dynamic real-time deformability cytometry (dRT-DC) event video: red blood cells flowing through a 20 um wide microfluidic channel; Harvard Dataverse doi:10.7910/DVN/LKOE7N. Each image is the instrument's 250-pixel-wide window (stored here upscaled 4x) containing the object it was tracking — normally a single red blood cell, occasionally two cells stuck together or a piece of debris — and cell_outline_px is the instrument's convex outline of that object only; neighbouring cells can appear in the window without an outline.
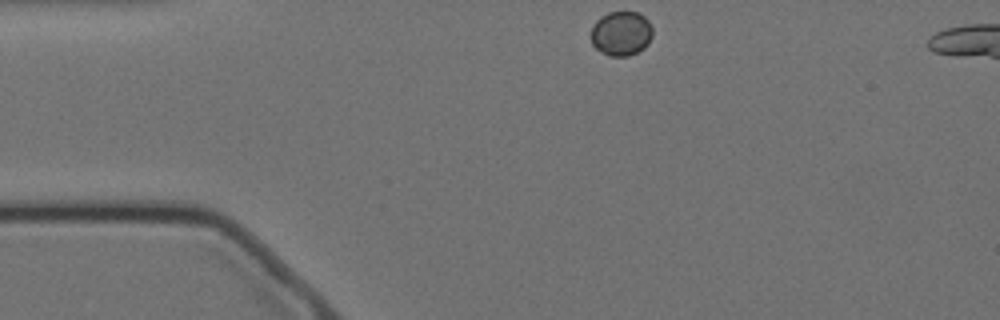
{"species": "Egyptian fruit bat (a non-hibernating species)", "species_latin": "Rousettus aegyptiacus", "temperature_condition": "cold", "stored_images_in_passage": 40, "camera_frame_rate_fps": 3000, "um_per_image_px": 0.085, "animal": {"sex": "female"}, "frame": {"image": 1, "passage_image": 1, "time_ms": 0.0, "image_size_px": [1000, 320], "cell_outline_px": [[652, 36], [648, 44], [644, 48], [628, 56], [608, 56], [596, 48], [592, 44], [592, 24], [600, 16], [608, 12], [640, 12], [648, 20], [652, 28]], "centroid_in_image_um": [52.8, 2.83], "position_along_channel_um": 32.2, "area_um2": 16.07}}
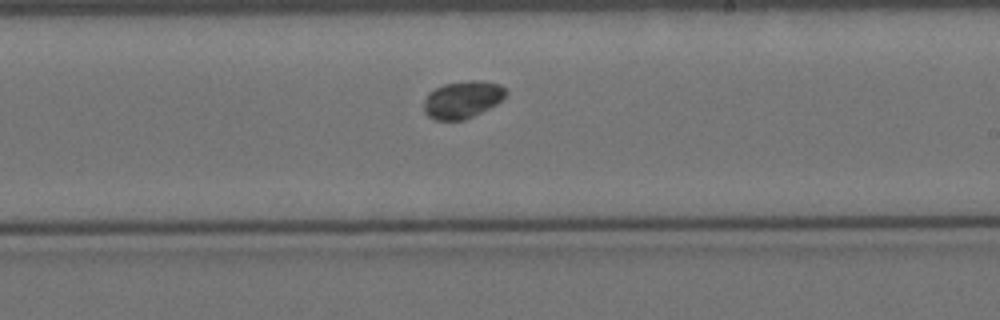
{"frame": {"image": 2, "passage_image": 23, "time_ms": 7.333, "image_size_px": [1000, 320], "cell_outline_px": [[508, 92], [496, 104], [464, 120], [436, 120], [428, 116], [424, 112], [424, 100], [428, 92], [444, 84], [464, 80], [476, 80], [500, 84]], "centroid_in_image_um": [39.28, 8.45], "position_along_channel_um": 249.7, "area_um2": 17.74}}
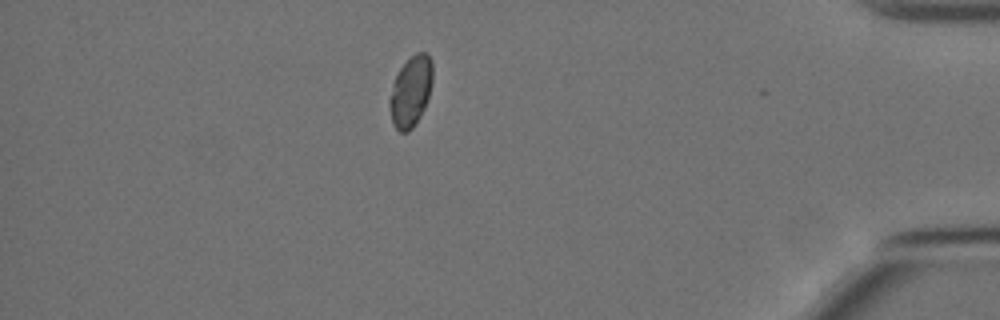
{"frame": {"image": 3, "passage_image": 40, "time_ms": 13.0, "image_size_px": [1000, 320], "cell_outline_px": [[432, 84], [428, 100], [416, 124], [408, 132], [400, 132], [396, 128], [392, 120], [388, 104], [388, 100], [396, 76], [400, 68], [416, 52], [428, 52], [432, 60]], "centroid_in_image_um": [34.93, 7.77], "position_along_channel_um": 400.3, "area_um2": 17.74}, "authors_computed_cell_mechanics": {"area_um2": 17.2244, "velocity_mm_per_s": 3.4679, "shape_relaxation_time_tau1_ms": 0.0065, "shape_relaxation_time_tau2_ms": 7.0911, "deformation_change_tau1": null, "deformation_change_tau2": 0.0489}}